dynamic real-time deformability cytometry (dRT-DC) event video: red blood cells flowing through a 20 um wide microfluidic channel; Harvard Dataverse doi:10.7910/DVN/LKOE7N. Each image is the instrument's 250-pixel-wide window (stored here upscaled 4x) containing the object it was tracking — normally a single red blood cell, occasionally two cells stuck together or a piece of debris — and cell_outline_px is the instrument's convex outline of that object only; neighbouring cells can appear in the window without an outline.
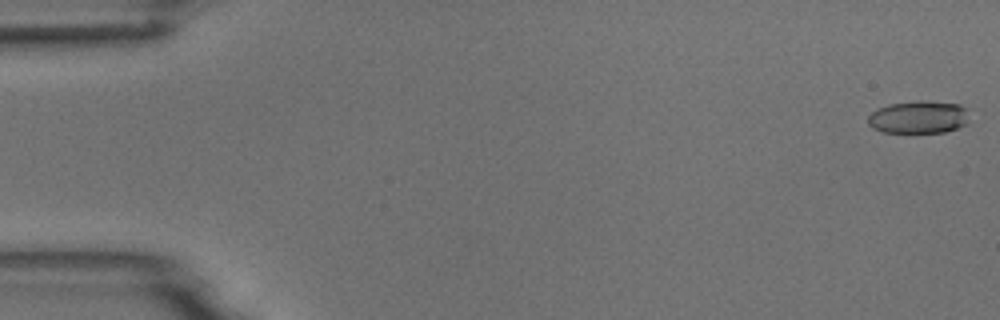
{"species": "common noctule bat (a hibernating species)", "species_latin": "Nyctalus noctula", "temperature_condition": "room temperature", "stored_images_in_passage": 55, "camera_frame_rate_fps": 3000, "um_per_image_px": 0.085, "animal": {"sex": "male", "body_mass_g": 18.8}, "frame": {"image": 1, "passage_image": 1, "time_ms": 0.0, "image_size_px": [1000, 320], "cell_outline_px": [[968, 124], [944, 132], [884, 132], [872, 128], [868, 124], [868, 116], [876, 108], [888, 104], [916, 100], [960, 104], [964, 108]], "centroid_in_image_um": [78.02, 9.95], "position_along_channel_um": 7.0, "area_um2": 19.19}}
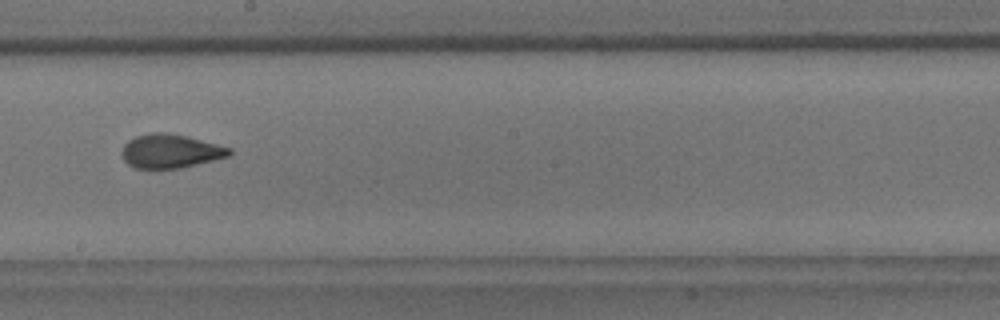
{"frame": {"image": 2, "passage_image": 31, "time_ms": 10.0, "image_size_px": [1000, 320], "cell_outline_px": [[232, 156], [180, 168], [136, 168], [128, 164], [124, 160], [120, 152], [124, 144], [128, 140], [136, 136], [152, 132], [164, 132], [184, 136], [232, 148]], "centroid_in_image_um": [14.48, 12.85], "position_along_channel_um": 233.7, "area_um2": 21.15}}
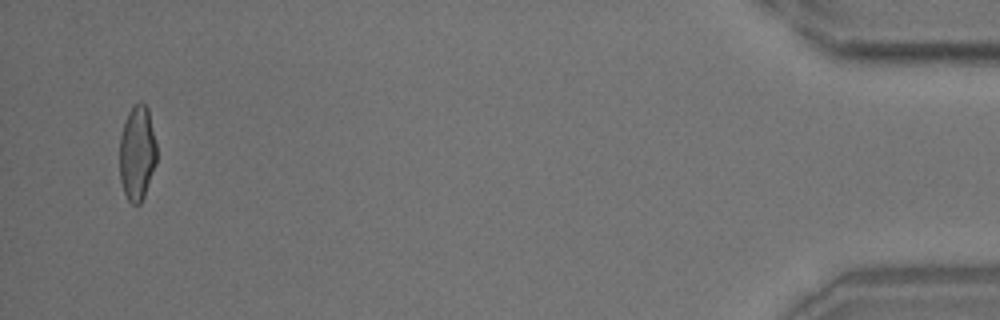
{"frame": {"image": 3, "passage_image": 53, "time_ms": 17.333, "image_size_px": [1000, 320], "cell_outline_px": [[156, 164], [144, 196], [140, 204], [136, 208], [128, 200], [124, 192], [120, 180], [120, 136], [124, 120], [128, 112], [140, 100], [148, 108], [156, 144]], "centroid_in_image_um": [11.65, 13.03], "position_along_channel_um": 423.5, "area_um2": 20.63}, "authors_computed_cell_mechanics": {"area_um2": 21.097, "velocity_mm_per_s": 3.7175, "shape_relaxation_time_tau1_ms": 5.4722, "shape_relaxation_time_tau2_ms": 1.54, "deformation_change_tau1": 0.172, "deformation_change_tau2": 0.0727}}